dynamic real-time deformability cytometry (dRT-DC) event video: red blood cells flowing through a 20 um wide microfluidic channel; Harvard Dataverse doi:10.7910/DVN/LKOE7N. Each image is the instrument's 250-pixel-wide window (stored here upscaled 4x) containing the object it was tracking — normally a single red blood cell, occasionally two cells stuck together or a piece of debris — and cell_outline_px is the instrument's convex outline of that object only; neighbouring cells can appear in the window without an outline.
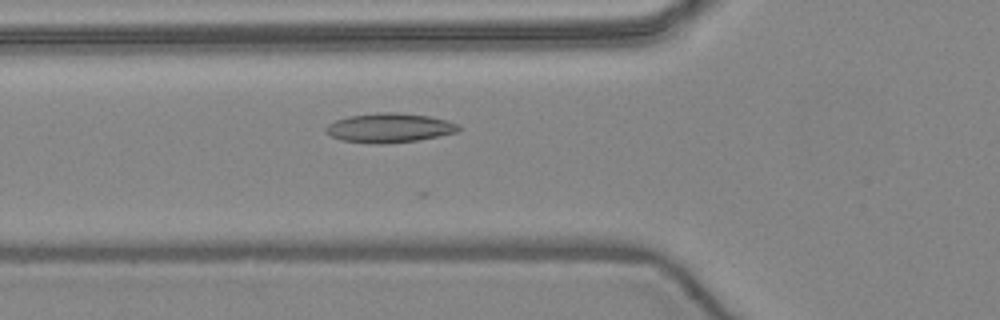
{"species": "common noctule bat (a hibernating species)", "species_latin": "Nyctalus noctula", "temperature_condition": "warm", "stored_images_in_passage": 6, "camera_frame_rate_fps": 3000, "um_per_image_px": 0.085, "animal": {"sex": "female", "body_mass_g": 24.6, "forearm_length_mm": 56.2}, "frame": {"image": 1, "passage_image": 6, "time_ms": 6.0, "image_size_px": [1000, 320], "cell_outline_px": [[460, 128], [456, 132], [416, 140], [380, 144], [368, 144], [340, 140], [324, 132], [324, 128], [328, 124], [336, 120], [348, 116], [376, 112], [396, 112], [428, 116], [444, 120], [456, 124]], "centroid_in_image_um": [32.99, 10.87], "position_along_channel_um": 92.8, "area_um2": 22.54}}